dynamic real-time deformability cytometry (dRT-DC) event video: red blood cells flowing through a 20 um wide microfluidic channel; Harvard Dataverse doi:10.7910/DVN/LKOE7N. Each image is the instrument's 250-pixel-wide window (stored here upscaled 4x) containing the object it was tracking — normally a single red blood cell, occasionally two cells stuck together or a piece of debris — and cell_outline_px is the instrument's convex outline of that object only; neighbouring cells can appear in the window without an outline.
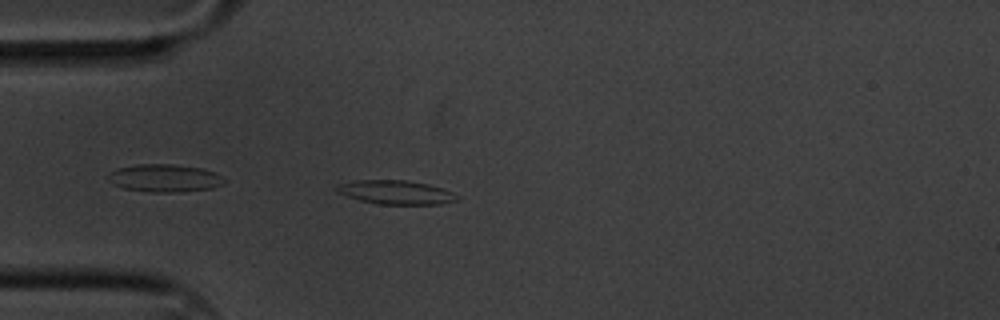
{"species": "common noctule bat (a hibernating species)", "species_latin": "Nyctalus noctula", "temperature_condition": "cold", "stored_images_in_passage": 46, "camera_frame_rate_fps": 3000, "um_per_image_px": 0.085, "animal": {"sex": "male", "body_mass_g": 20.1, "forearm_length_mm": 53.5}, "frame": {"image": 1, "passage_image": 2, "time_ms": 0.333, "image_size_px": [1000, 320], "cell_outline_px": [[460, 196], [456, 200], [440, 204], [376, 204], [360, 200], [336, 192], [332, 188], [336, 184], [356, 180], [408, 180], [428, 184], [452, 192]], "centroid_in_image_um": [33.58, 16.34], "position_along_channel_um": 51.4, "area_um2": 16.82}}
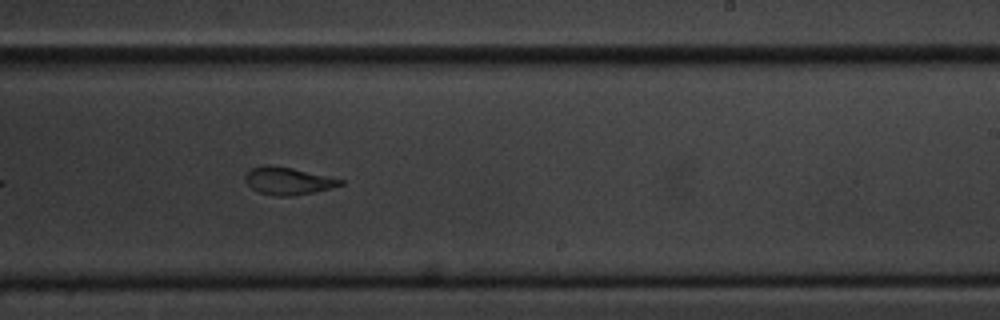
{"frame": {"image": 2, "passage_image": 22, "time_ms": 7.0, "image_size_px": [1000, 320], "cell_outline_px": [[344, 184], [332, 188], [292, 196], [276, 196], [260, 192], [252, 188], [244, 180], [244, 176], [252, 168], [264, 164], [268, 164], [292, 168], [344, 180]], "centroid_in_image_um": [24.47, 15.37], "position_along_channel_um": 264.5, "area_um2": 15.09}}
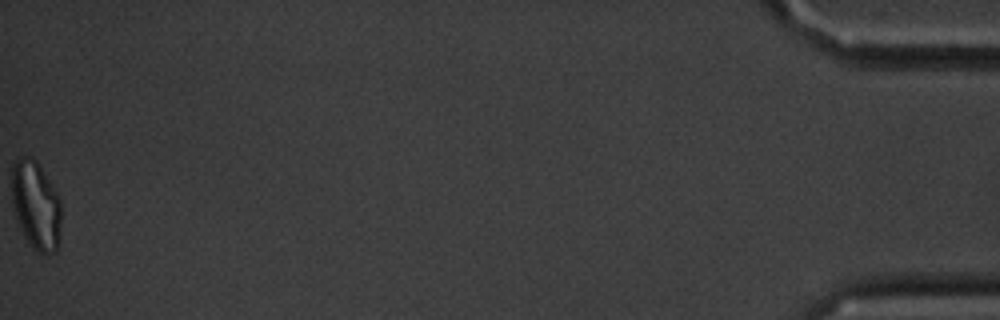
{"frame": {"image": 3, "passage_image": 46, "time_ms": 15.0, "image_size_px": [1000, 320], "cell_outline_px": [[60, 236], [56, 252], [44, 256], [36, 252], [28, 244], [16, 220], [12, 208], [12, 164], [20, 156], [28, 156], [36, 160], [56, 192], [60, 200]], "centroid_in_image_um": [3.04, 17.5], "position_along_channel_um": 432.2, "area_um2": 25.89}, "authors_computed_cell_mechanics": {"area_um2": 16.184, "velocity_mm_per_s": 3.3266, "shape_relaxation_time_tau1_ms": 3.3257, "shape_relaxation_time_tau2_ms": 2.3721, "deformation_change_tau1": 0.1751, "deformation_change_tau2": 0.1098}}